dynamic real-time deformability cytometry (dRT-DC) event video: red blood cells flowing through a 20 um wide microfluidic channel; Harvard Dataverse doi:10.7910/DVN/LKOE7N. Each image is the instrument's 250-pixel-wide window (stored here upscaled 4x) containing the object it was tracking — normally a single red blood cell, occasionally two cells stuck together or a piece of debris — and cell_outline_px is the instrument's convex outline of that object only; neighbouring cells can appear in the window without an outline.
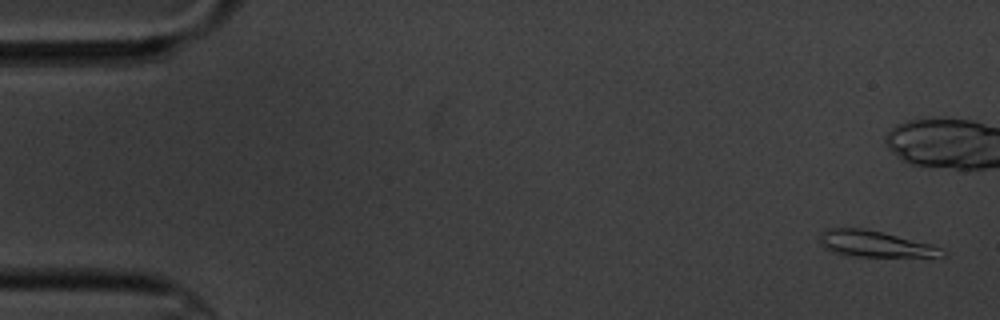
{"species": "common noctule bat (a hibernating species)", "species_latin": "Nyctalus noctula", "temperature_condition": "cold", "stored_images_in_passage": 6, "camera_frame_rate_fps": 3000, "um_per_image_px": 0.085, "animal": {"sex": "male", "body_mass_g": 20.1, "forearm_length_mm": 53.5}, "frame": {"image": 1, "passage_image": 1, "time_ms": 0.0, "image_size_px": [1000, 320], "cell_outline_px": [[944, 256], [852, 256], [836, 252], [824, 248], [820, 240], [820, 232], [824, 228], [864, 228], [928, 244], [940, 248], [944, 252]], "centroid_in_image_um": [74.26, 20.72], "position_along_channel_um": 10.7, "area_um2": 18.03}}